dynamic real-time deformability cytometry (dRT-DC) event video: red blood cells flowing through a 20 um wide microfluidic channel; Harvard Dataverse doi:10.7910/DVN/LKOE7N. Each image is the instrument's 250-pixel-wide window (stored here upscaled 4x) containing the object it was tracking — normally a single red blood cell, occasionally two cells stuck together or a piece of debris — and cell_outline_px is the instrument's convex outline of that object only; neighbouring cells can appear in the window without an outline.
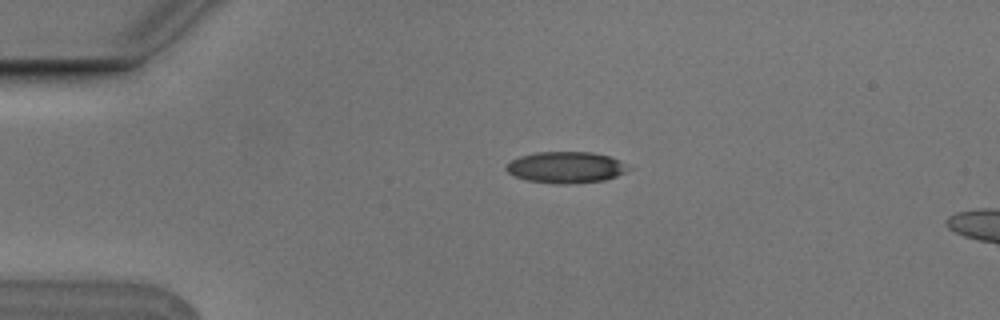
{"species": "Egyptian fruit bat (a non-hibernating species)", "species_latin": "Rousettus aegyptiacus", "temperature_condition": "cold", "stored_images_in_passage": 4, "camera_frame_rate_fps": 3000, "um_per_image_px": 0.085, "animal": {"sex": "male"}, "frame": {"image": 1, "passage_image": 3, "time_ms": 0.667, "image_size_px": [1000, 320], "cell_outline_px": [[632, 168], [616, 176], [604, 180], [576, 184], [556, 184], [528, 180], [516, 176], [508, 172], [504, 168], [512, 160], [520, 156], [536, 152], [592, 152], [608, 156], [620, 160]], "centroid_in_image_um": [48.12, 14.23], "position_along_channel_um": 36.9, "area_um2": 22.31}}